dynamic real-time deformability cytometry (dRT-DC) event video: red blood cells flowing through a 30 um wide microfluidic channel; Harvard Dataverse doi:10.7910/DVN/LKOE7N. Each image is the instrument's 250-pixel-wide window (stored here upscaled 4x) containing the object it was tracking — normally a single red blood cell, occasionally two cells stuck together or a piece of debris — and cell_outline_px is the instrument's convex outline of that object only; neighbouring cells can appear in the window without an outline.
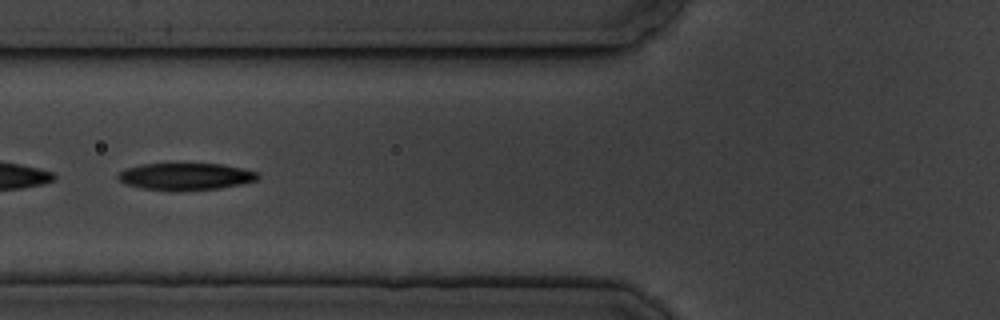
{"species": "common noctule bat (a hibernating species)", "species_latin": "Nyctalus noctula", "temperature_condition": "cold", "stored_images_in_passage": 9, "camera_frame_rate_fps": 3000, "um_per_image_px": 0.085, "animal": {"sex": "male", "body_mass_g": 19.5, "forearm_length_mm": 54.6}, "frame": {"image": 1, "passage_image": 2, "time_ms": 1.333, "image_size_px": [1000, 320], "cell_outline_px": [[260, 176], [256, 180], [240, 184], [220, 188], [184, 192], [176, 192], [144, 188], [124, 184], [116, 176], [124, 168], [144, 164], [220, 164], [240, 168], [256, 172]], "centroid_in_image_um": [15.74, 15.02], "position_along_channel_um": 110.1, "area_um2": 22.14}}
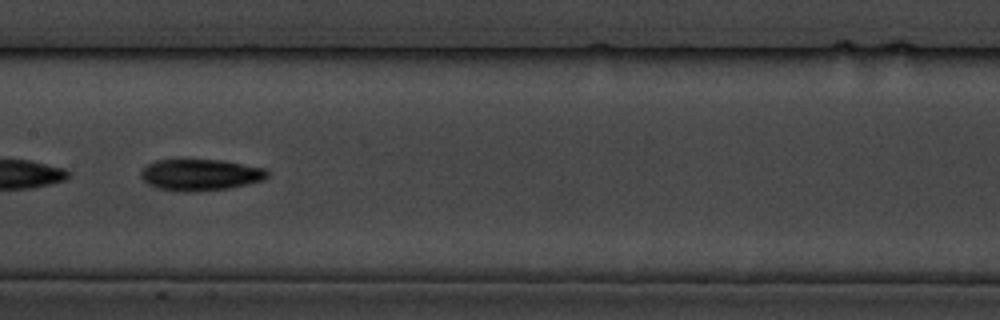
{"frame": {"image": 2, "passage_image": 4, "time_ms": 3.667, "image_size_px": [1000, 320], "cell_outline_px": [[268, 176], [264, 180], [248, 184], [228, 188], [192, 192], [184, 192], [156, 188], [148, 184], [140, 176], [140, 172], [148, 164], [156, 160], [224, 160], [264, 168], [268, 172]], "centroid_in_image_um": [17.03, 14.86], "position_along_channel_um": 190.4, "area_um2": 23.18}}
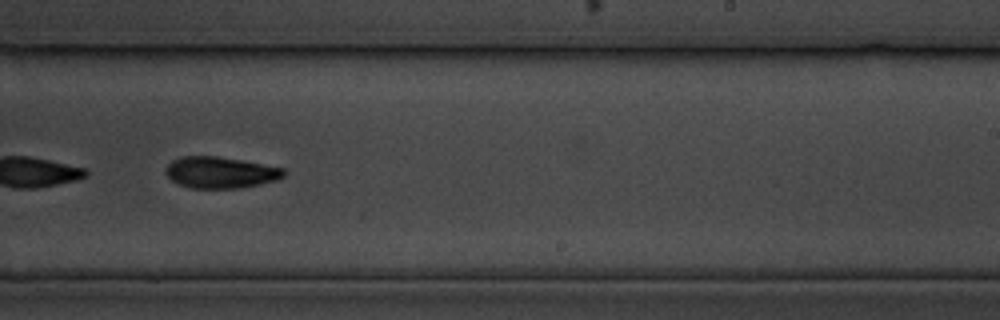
{"frame": {"image": 3, "passage_image": 6, "time_ms": 6.0, "image_size_px": [1000, 320], "cell_outline_px": [[288, 172], [284, 176], [276, 180], [260, 184], [240, 188], [188, 188], [176, 184], [164, 172], [164, 168], [172, 160], [180, 156], [216, 156], [240, 160], [284, 168]], "centroid_in_image_um": [18.7, 14.66], "position_along_channel_um": 270.3, "area_um2": 21.79}}